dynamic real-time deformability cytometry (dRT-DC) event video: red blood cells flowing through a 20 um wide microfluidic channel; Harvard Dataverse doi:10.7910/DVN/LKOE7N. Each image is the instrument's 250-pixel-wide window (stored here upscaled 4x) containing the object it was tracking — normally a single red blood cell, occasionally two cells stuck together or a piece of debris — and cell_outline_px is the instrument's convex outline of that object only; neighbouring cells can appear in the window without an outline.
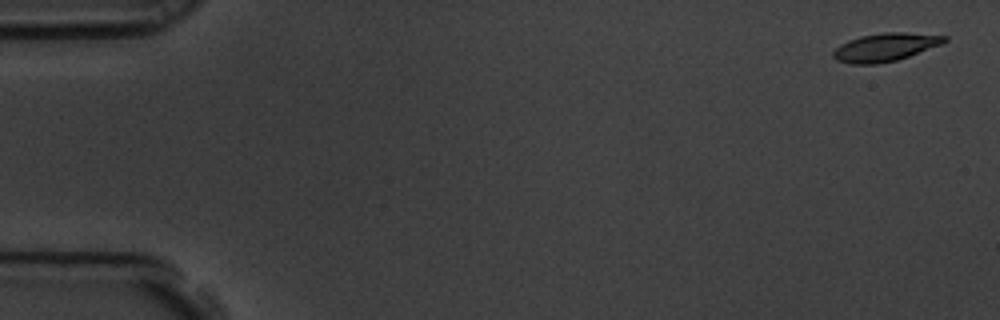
{"species": "common noctule bat (a hibernating species)", "species_latin": "Nyctalus noctula", "temperature_condition": "room temperature", "stored_images_in_passage": 5, "camera_frame_rate_fps": 3000, "um_per_image_px": 0.085, "animal": {"sex": "male", "body_mass_g": 19.5, "forearm_length_mm": 54.6}, "frame": {"image": 1, "passage_image": 1, "time_ms": 0.0, "image_size_px": [1000, 320], "cell_outline_px": [[948, 40], [940, 44], [908, 56], [896, 60], [876, 64], [848, 64], [836, 60], [832, 56], [832, 52], [840, 44], [848, 40], [860, 36], [884, 32], [904, 32], [948, 36]], "centroid_in_image_um": [75.19, 4.01], "position_along_channel_um": 9.8, "area_um2": 18.15}}
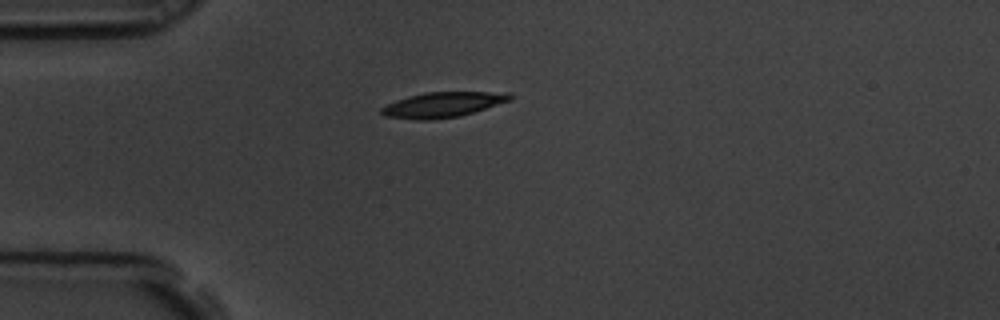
{"frame": {"image": 2, "passage_image": 5, "time_ms": 1.333, "image_size_px": [1000, 320], "cell_outline_px": [[512, 100], [460, 116], [432, 120], [416, 120], [384, 116], [380, 112], [380, 108], [396, 100], [408, 96], [424, 92], [512, 92]], "centroid_in_image_um": [37.64, 8.9], "position_along_channel_um": 47.4, "area_um2": 19.02}}